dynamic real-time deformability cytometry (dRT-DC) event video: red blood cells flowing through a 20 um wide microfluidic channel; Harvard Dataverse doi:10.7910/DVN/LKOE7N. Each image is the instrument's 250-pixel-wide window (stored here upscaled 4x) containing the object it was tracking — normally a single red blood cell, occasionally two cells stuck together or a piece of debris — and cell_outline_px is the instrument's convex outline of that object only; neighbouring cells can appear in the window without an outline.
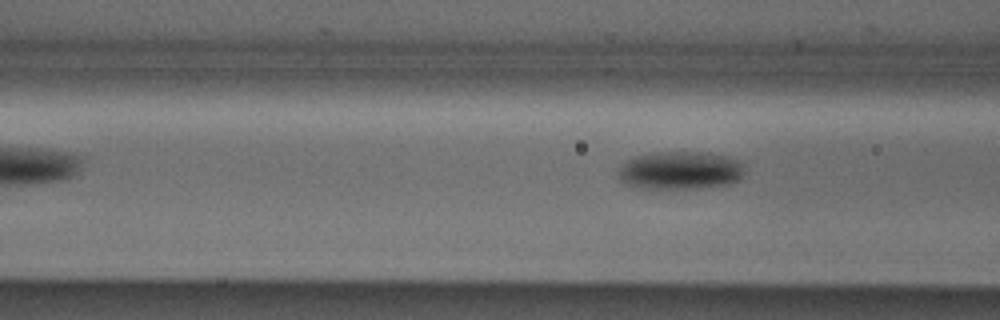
{"species": "Egyptian fruit bat (a non-hibernating species)", "species_latin": "Rousettus aegyptiacus", "temperature_condition": "cold", "stored_images_in_passage": 5, "camera_frame_rate_fps": 3000, "um_per_image_px": 0.085, "animal": {"sex": "male"}, "frame": {"image": 1, "passage_image": 5, "time_ms": 1.333, "image_size_px": [1000, 320], "cell_outline_px": [[744, 172], [736, 180], [728, 184], [696, 188], [640, 188], [624, 184], [620, 180], [616, 172], [628, 160], [636, 156], [660, 152], [708, 152], [728, 156], [740, 160], [744, 164]], "centroid_in_image_um": [57.83, 14.48], "position_along_channel_um": 108.8, "area_um2": 28.03}}